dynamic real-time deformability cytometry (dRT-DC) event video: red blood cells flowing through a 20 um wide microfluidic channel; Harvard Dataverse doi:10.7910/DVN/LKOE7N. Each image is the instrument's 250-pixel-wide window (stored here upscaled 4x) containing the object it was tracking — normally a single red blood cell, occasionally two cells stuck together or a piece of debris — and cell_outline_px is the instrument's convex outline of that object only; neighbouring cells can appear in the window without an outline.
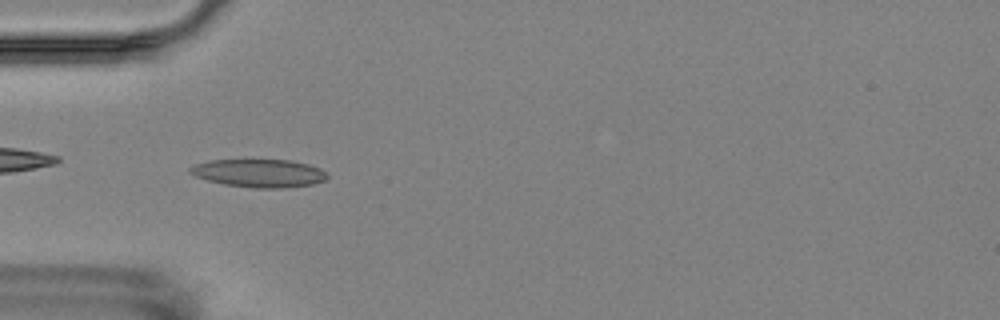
{"species": "Egyptian fruit bat (a non-hibernating species)", "species_latin": "Rousettus aegyptiacus", "temperature_condition": "room temperature", "stored_images_in_passage": 6, "camera_frame_rate_fps": 3000, "um_per_image_px": 0.085, "animal": {"sex": "female"}, "frame": {"image": 1, "passage_image": 5, "time_ms": 5.333, "image_size_px": [1000, 320], "cell_outline_px": [[328, 176], [324, 180], [312, 184], [280, 188], [252, 188], [224, 184], [208, 180], [196, 176], [188, 172], [188, 168], [196, 164], [208, 160], [292, 160], [308, 164], [320, 168]], "centroid_in_image_um": [22.0, 14.71], "position_along_channel_um": 63.0, "area_um2": 22.31}}
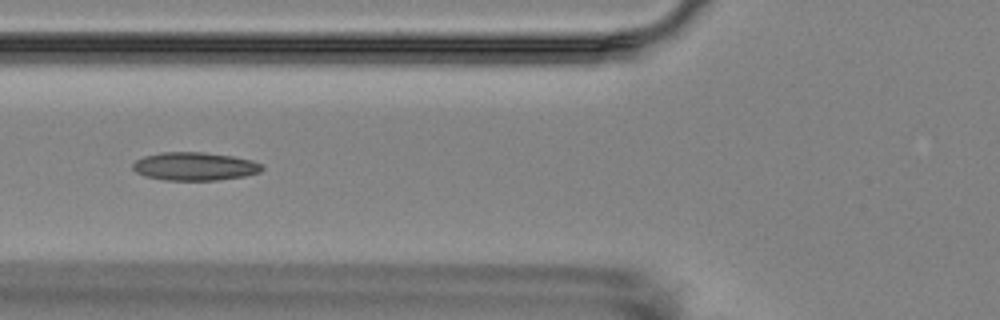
{"frame": {"image": 2, "passage_image": 6, "time_ms": 6.667, "image_size_px": [1000, 320], "cell_outline_px": [[264, 168], [260, 172], [244, 176], [216, 180], [164, 180], [144, 176], [136, 172], [132, 168], [132, 164], [136, 160], [144, 156], [160, 152], [204, 152], [232, 156], [252, 160], [260, 164]], "centroid_in_image_um": [16.52, 14.14], "position_along_channel_um": 109.3, "area_um2": 21.27}}